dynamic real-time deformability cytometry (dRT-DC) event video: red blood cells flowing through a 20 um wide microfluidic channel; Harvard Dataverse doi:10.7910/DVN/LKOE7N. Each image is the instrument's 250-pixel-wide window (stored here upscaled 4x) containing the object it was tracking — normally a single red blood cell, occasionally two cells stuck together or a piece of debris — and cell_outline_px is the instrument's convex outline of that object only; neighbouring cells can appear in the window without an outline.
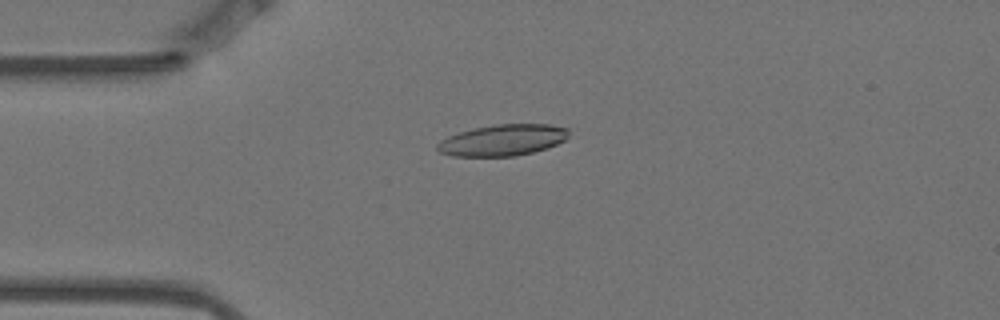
{"species": "Egyptian fruit bat (a non-hibernating species)", "species_latin": "Rousettus aegyptiacus", "temperature_condition": "warm", "stored_images_in_passage": 6, "camera_frame_rate_fps": 3000, "um_per_image_px": 0.085, "animal": {"sex": "female"}, "frame": {"image": 1, "passage_image": 3, "time_ms": 0.667, "image_size_px": [1000, 320], "cell_outline_px": [[568, 136], [564, 140], [548, 148], [516, 156], [452, 156], [440, 152], [436, 148], [436, 144], [440, 140], [448, 136], [460, 132], [476, 128], [496, 124], [548, 124], [568, 128]], "centroid_in_image_um": [42.72, 11.91], "position_along_channel_um": 42.3, "area_um2": 23.87}}
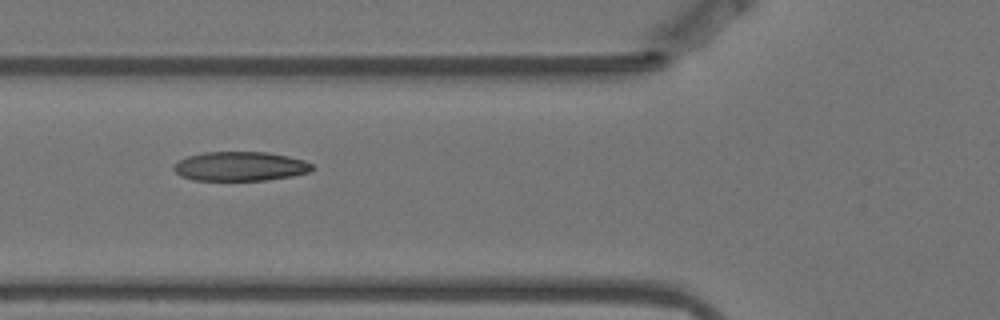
{"frame": {"image": 2, "passage_image": 5, "time_ms": 1.333, "image_size_px": [1000, 320], "cell_outline_px": [[316, 168], [308, 172], [292, 176], [264, 180], [192, 180], [180, 176], [172, 168], [172, 164], [188, 156], [204, 152], [268, 152], [288, 156], [304, 160], [312, 164]], "centroid_in_image_um": [20.41, 14.13], "position_along_channel_um": 105.4, "area_um2": 23.7}}
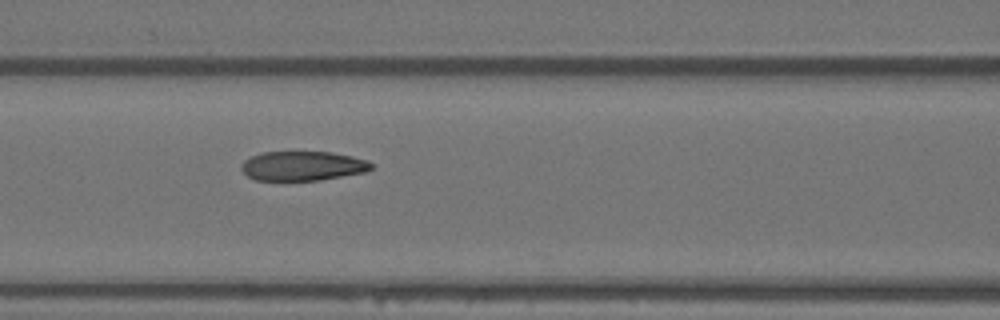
{"frame": {"image": 3, "passage_image": 6, "time_ms": 1.667, "image_size_px": [1000, 320], "cell_outline_px": [[372, 168], [368, 172], [320, 180], [256, 180], [248, 176], [240, 168], [240, 164], [244, 160], [252, 156], [264, 152], [332, 152], [352, 156], [368, 160], [372, 164]], "centroid_in_image_um": [25.75, 14.1], "position_along_channel_um": 140.8, "area_um2": 22.37}}